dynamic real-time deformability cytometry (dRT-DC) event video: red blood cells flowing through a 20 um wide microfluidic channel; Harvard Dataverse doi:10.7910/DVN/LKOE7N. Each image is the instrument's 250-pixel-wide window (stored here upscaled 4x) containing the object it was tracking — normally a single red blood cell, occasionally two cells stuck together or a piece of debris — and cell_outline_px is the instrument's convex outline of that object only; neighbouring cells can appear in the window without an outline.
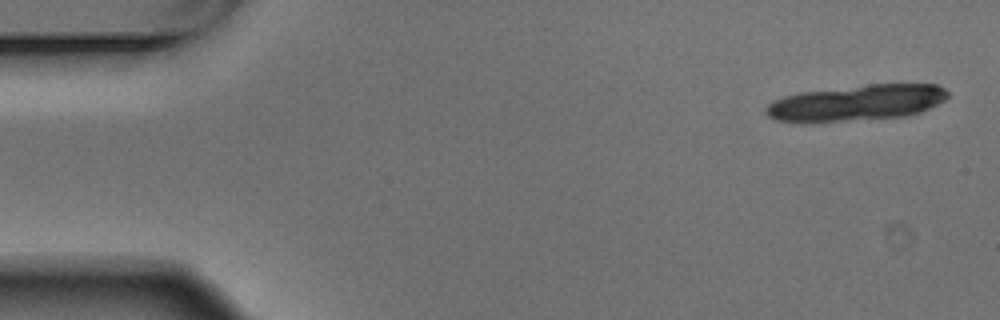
{"species": "Egyptian fruit bat (a non-hibernating species)", "species_latin": "Rousettus aegyptiacus", "temperature_condition": "warm", "stored_images_in_passage": 5, "camera_frame_rate_fps": 3000, "um_per_image_px": 0.085, "animal": {"sex": "male"}, "frame": {"image": 1, "passage_image": 1, "time_ms": 0.0, "image_size_px": [1000, 320], "cell_outline_px": [[948, 96], [944, 100], [920, 112], [904, 116], [804, 124], [776, 120], [768, 116], [764, 112], [764, 108], [772, 100], [784, 96], [800, 92], [868, 84], [936, 84], [944, 88], [948, 92]], "centroid_in_image_um": [72.71, 8.75], "position_along_channel_um": 12.3, "area_um2": 38.44}}
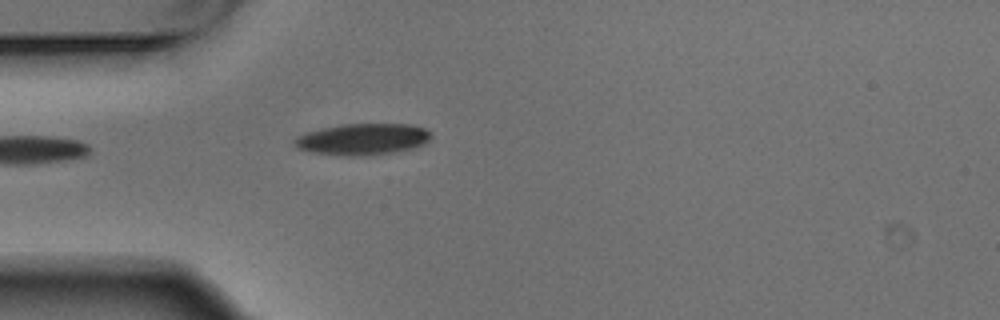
{"frame": {"image": 2, "passage_image": 5, "time_ms": 1.333, "image_size_px": [1000, 320], "cell_outline_px": [[428, 140], [424, 144], [412, 148], [392, 152], [348, 156], [312, 152], [296, 148], [292, 140], [296, 136], [304, 132], [320, 128], [340, 124], [412, 124], [424, 128], [428, 132]], "centroid_in_image_um": [30.73, 11.81], "position_along_channel_um": 54.3, "area_um2": 24.8}}